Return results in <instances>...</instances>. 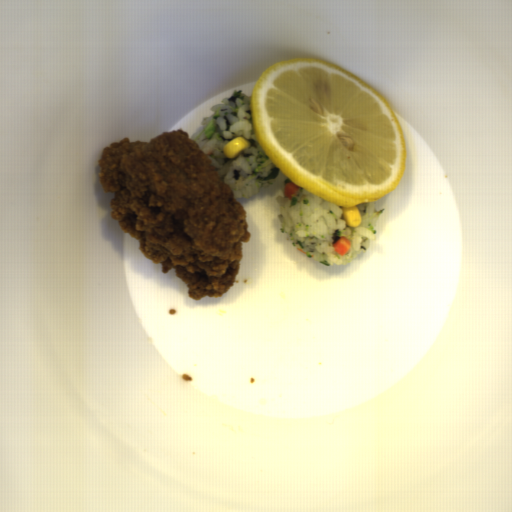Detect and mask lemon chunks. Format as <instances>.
<instances>
[{"label":"lemon chunks","instance_id":"lemon-chunks-1","mask_svg":"<svg viewBox=\"0 0 512 512\" xmlns=\"http://www.w3.org/2000/svg\"><path fill=\"white\" fill-rule=\"evenodd\" d=\"M255 138L287 179L337 207L375 202L406 169L401 124L365 80L314 57L270 65L250 96Z\"/></svg>","mask_w":512,"mask_h":512}]
</instances>
